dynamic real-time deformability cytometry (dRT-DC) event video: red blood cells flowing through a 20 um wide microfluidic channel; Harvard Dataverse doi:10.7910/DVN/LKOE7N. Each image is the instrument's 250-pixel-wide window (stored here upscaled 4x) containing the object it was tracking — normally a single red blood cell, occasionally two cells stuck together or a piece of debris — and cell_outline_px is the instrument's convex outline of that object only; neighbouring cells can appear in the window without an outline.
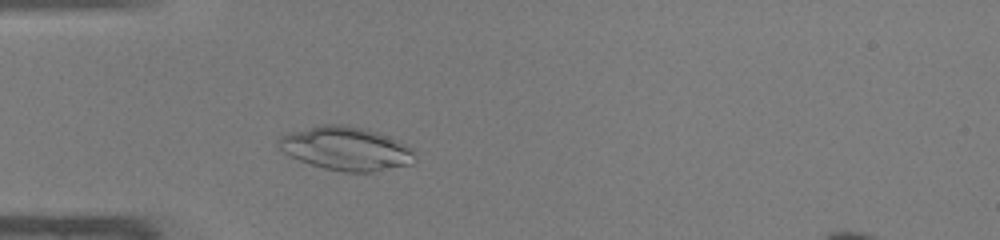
{"species": "common noctule bat (a hibernating species)", "species_latin": "Nyctalus noctula", "temperature_condition": "warm", "stored_images_in_passage": 35, "camera_frame_rate_fps": 3000, "um_per_image_px": 0.085, "animal": {"sex": "male", "body_mass_g": 19.0, "forearm_length_mm": 50.8}, "frame": {"image": 1, "passage_image": 7, "time_ms": 2.0, "image_size_px": [1000, 240], "cell_outline_px": [[416, 160], [412, 164], [372, 172], [344, 172], [324, 168], [300, 160], [284, 152], [276, 144], [280, 136], [288, 132], [320, 124], [348, 124], [364, 128], [388, 136], [408, 144], [412, 148], [416, 156]], "centroid_in_image_um": [29.44, 12.61], "position_along_channel_um": 55.6, "area_um2": 34.85}}
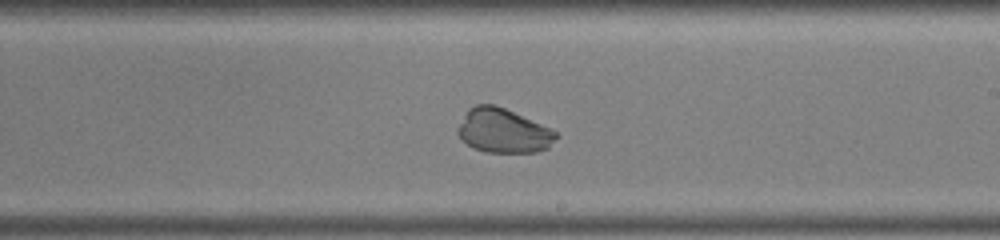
{"frame": {"image": 2, "passage_image": 21, "time_ms": 6.667, "image_size_px": [1000, 240], "cell_outline_px": [[560, 136], [548, 148], [536, 152], [488, 152], [472, 148], [460, 140], [456, 132], [456, 128], [468, 108], [476, 104], [492, 104], [504, 108], [552, 128]], "centroid_in_image_um": [42.76, 11.12], "position_along_channel_um": 246.2, "area_um2": 25.66}}
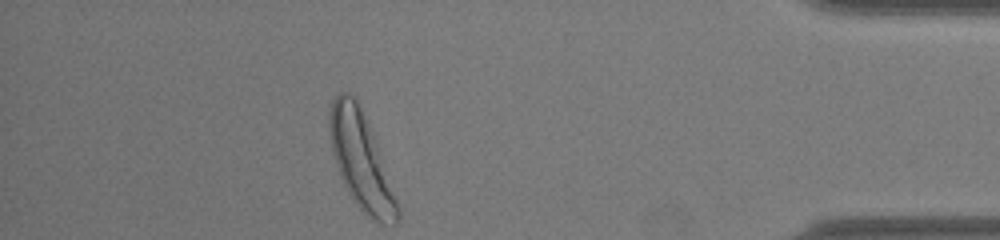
{"frame": {"image": 3, "passage_image": 35, "time_ms": 11.333, "image_size_px": [1000, 240], "cell_outline_px": [[400, 216], [396, 224], [380, 224], [372, 220], [356, 204], [348, 192], [340, 176], [332, 148], [328, 128], [328, 112], [332, 100], [340, 92], [348, 92], [356, 96], [368, 120], [376, 140], [400, 208]], "centroid_in_image_um": [30.69, 13.62], "position_along_channel_um": 404.5, "area_um2": 38.61}, "authors_computed_cell_mechanics": {"area_um2": 28.9, "velocity_mm_per_s": 4.2635, "shape_relaxation_time_tau1_ms": 8.4787, "shape_relaxation_time_tau2_ms": 8.3428, "deformation_change_tau1": 0.3774, "deformation_change_tau2": 0.1006}}